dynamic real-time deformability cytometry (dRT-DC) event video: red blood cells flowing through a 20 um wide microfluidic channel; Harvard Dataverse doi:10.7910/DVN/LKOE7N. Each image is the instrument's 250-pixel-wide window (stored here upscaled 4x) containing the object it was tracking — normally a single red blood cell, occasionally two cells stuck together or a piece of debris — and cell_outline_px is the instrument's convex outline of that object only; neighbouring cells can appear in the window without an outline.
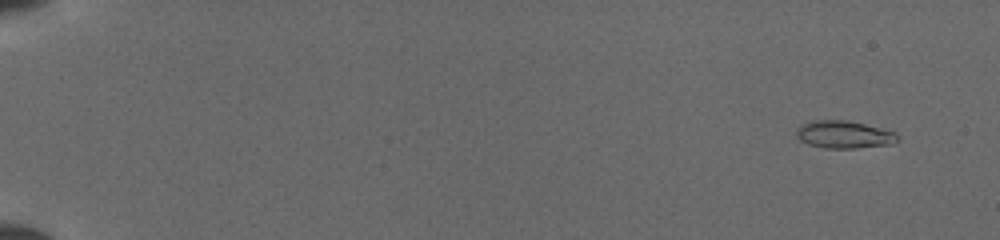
{"species": "common noctule bat (a hibernating species)", "species_latin": "Nyctalus noctula", "temperature_condition": "cold", "stored_images_in_passage": 32, "camera_frame_rate_fps": 3000, "um_per_image_px": 0.085, "animal": {"sex": "female", "body_mass_g": 19.5, "forearm_length_mm": 54.1}, "frame": {"image": 1, "passage_image": 4, "time_ms": 1.0, "image_size_px": [1000, 240], "cell_outline_px": [[900, 140], [892, 144], [856, 148], [824, 148], [808, 144], [800, 140], [796, 136], [796, 128], [800, 124], [812, 120], [844, 120], [864, 124], [896, 132], [900, 136]], "centroid_in_image_um": [71.74, 11.44], "position_along_channel_um": 13.3, "area_um2": 16.42}}
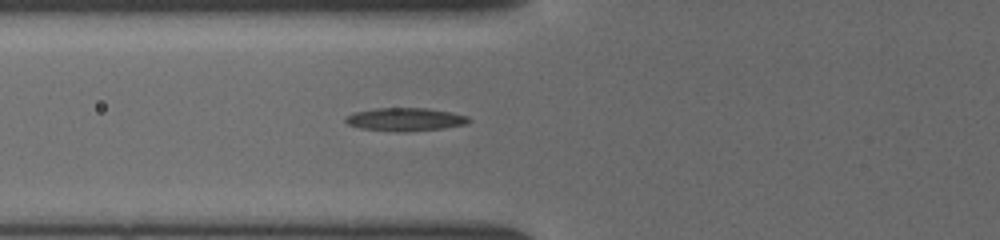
{"frame": {"image": 2, "passage_image": 22, "time_ms": 7.0, "image_size_px": [1000, 240], "cell_outline_px": [[472, 120], [464, 124], [444, 128], [408, 132], [396, 132], [360, 128], [348, 124], [344, 120], [344, 116], [352, 112], [376, 108], [428, 108], [468, 116]], "centroid_in_image_um": [34.39, 10.15], "position_along_channel_um": 91.4, "area_um2": 16.76}}
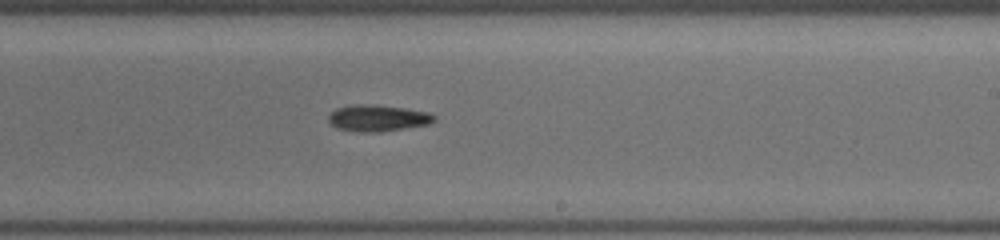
{"frame": {"image": 3, "passage_image": 32, "time_ms": 11.0, "image_size_px": [1000, 240], "cell_outline_px": [[436, 120], [428, 124], [380, 132], [356, 132], [336, 128], [328, 120], [328, 116], [336, 108], [352, 104], [372, 104], [404, 108], [428, 112], [436, 116]], "centroid_in_image_um": [32.08, 10.03], "position_along_channel_um": 256.9, "area_um2": 16.36}}